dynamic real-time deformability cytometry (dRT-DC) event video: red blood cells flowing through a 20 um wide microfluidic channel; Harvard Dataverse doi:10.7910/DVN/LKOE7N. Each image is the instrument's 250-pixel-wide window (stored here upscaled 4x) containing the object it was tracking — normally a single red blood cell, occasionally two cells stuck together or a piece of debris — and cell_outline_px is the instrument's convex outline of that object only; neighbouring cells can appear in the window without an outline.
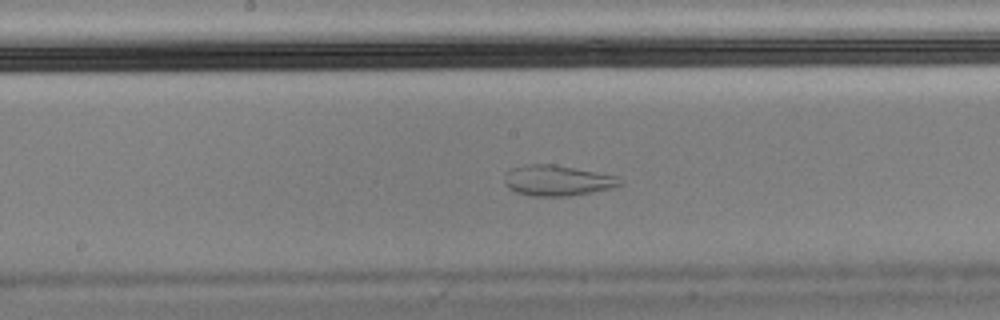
{"species": "Egyptian fruit bat (a non-hibernating species)", "species_latin": "Rousettus aegyptiacus", "temperature_condition": "cold", "stored_images_in_passage": 50, "camera_frame_rate_fps": 3000, "um_per_image_px": 0.085, "animal": {"sex": "male"}, "frame": {"image": 1, "passage_image": 21, "time_ms": 6.667, "image_size_px": [1000, 320], "cell_outline_px": [[624, 184], [612, 188], [592, 192], [568, 196], [532, 196], [516, 192], [508, 188], [504, 184], [504, 176], [512, 168], [528, 164], [552, 164], [616, 176], [624, 180]], "centroid_in_image_um": [47.37, 15.35], "position_along_channel_um": 200.8, "area_um2": 20.52}}
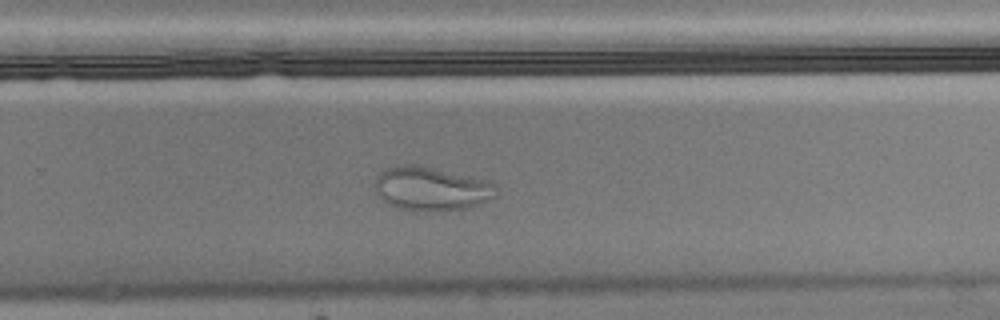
{"frame": {"image": 2, "passage_image": 29, "time_ms": 9.333, "image_size_px": [1000, 320], "cell_outline_px": [[496, 196], [480, 204], [464, 208], [436, 212], [412, 212], [388, 204], [376, 192], [376, 176], [384, 168], [396, 164], [416, 164], [488, 180], [496, 184]], "centroid_in_image_um": [36.65, 16.04], "position_along_channel_um": 293.2, "area_um2": 31.39}}
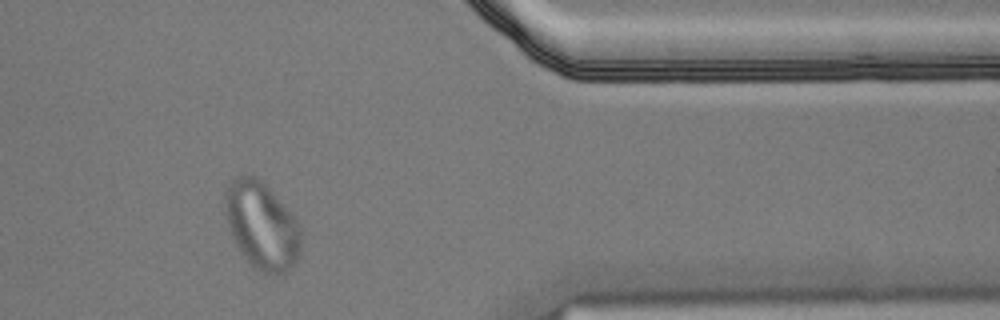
{"frame": {"image": 3, "passage_image": 39, "time_ms": 12.667, "image_size_px": [1000, 320], "cell_outline_px": [[300, 252], [296, 264], [284, 272], [272, 276], [256, 268], [244, 256], [236, 244], [232, 236], [224, 212], [224, 196], [232, 180], [240, 176], [256, 176], [268, 188], [300, 224]], "centroid_in_image_um": [22.25, 19.2], "position_along_channel_um": 389.1, "area_um2": 38.03}}